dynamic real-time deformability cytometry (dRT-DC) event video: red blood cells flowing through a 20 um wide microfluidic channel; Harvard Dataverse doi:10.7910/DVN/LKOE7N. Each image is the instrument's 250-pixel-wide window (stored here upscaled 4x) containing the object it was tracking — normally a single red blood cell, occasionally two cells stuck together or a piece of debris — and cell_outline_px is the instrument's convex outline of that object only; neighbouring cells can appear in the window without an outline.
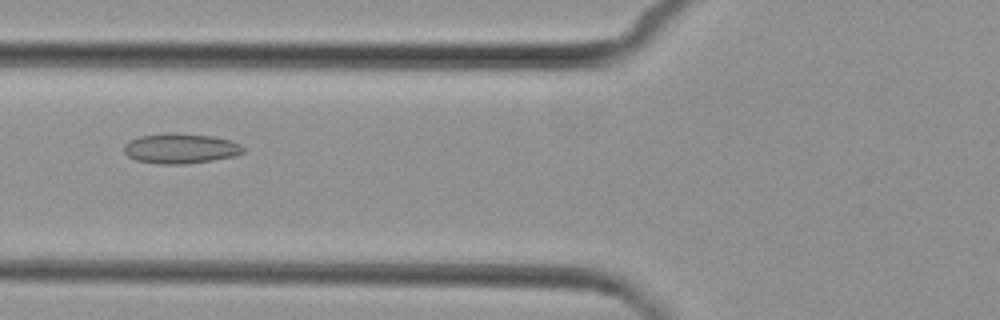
{"species": "common noctule bat (a hibernating species)", "species_latin": "Nyctalus noctula", "temperature_condition": "cold", "stored_images_in_passage": 6, "camera_frame_rate_fps": 3000, "um_per_image_px": 0.085, "animal": {"sex": "female", "body_mass_g": 29.2, "forearm_length_mm": 56.3}, "frame": {"image": 1, "passage_image": 3, "time_ms": 2.667, "image_size_px": [1000, 320], "cell_outline_px": [[244, 152], [236, 156], [212, 160], [184, 164], [160, 164], [136, 160], [128, 156], [124, 152], [124, 144], [128, 140], [140, 136], [168, 132], [172, 132], [212, 136], [232, 140], [240, 144], [244, 148]], "centroid_in_image_um": [15.35, 12.61], "position_along_channel_um": 110.5, "area_um2": 21.1}}
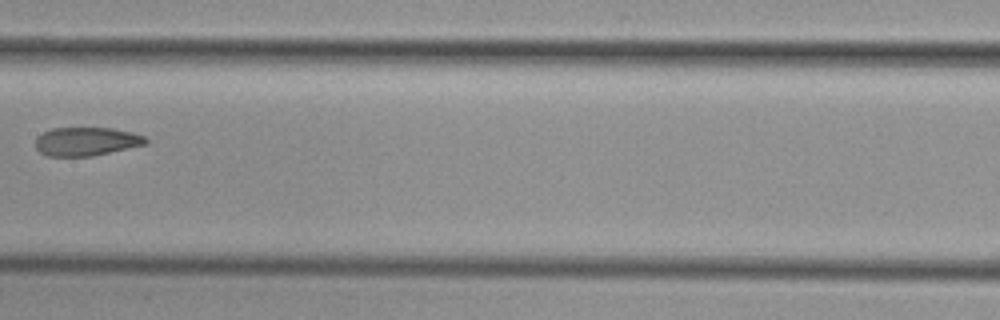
{"frame": {"image": 2, "passage_image": 5, "time_ms": 5.0, "image_size_px": [1000, 320], "cell_outline_px": [[148, 144], [92, 156], [48, 156], [40, 152], [36, 148], [36, 136], [52, 128], [112, 128], [132, 132], [144, 136], [148, 140]], "centroid_in_image_um": [7.35, 12.02], "position_along_channel_um": 200.1, "area_um2": 18.38}}
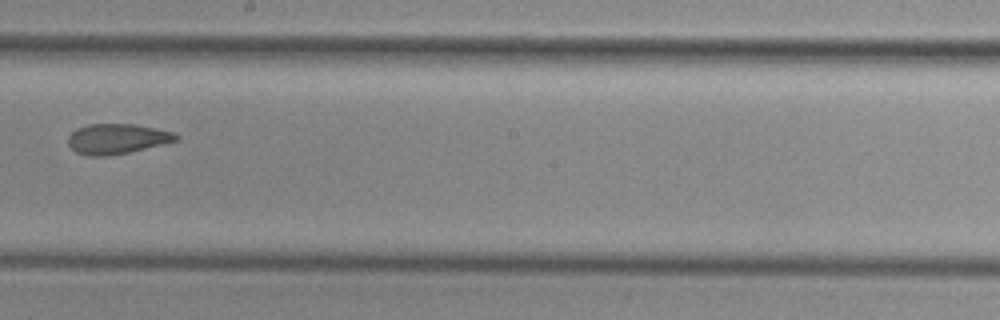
{"frame": {"image": 3, "passage_image": 6, "time_ms": 6.0, "image_size_px": [1000, 320], "cell_outline_px": [[180, 140], [128, 152], [108, 156], [88, 156], [76, 152], [68, 144], [68, 136], [76, 128], [88, 124], [136, 124], [176, 132], [180, 136]], "centroid_in_image_um": [9.97, 11.79], "position_along_channel_um": 238.2, "area_um2": 19.13}}